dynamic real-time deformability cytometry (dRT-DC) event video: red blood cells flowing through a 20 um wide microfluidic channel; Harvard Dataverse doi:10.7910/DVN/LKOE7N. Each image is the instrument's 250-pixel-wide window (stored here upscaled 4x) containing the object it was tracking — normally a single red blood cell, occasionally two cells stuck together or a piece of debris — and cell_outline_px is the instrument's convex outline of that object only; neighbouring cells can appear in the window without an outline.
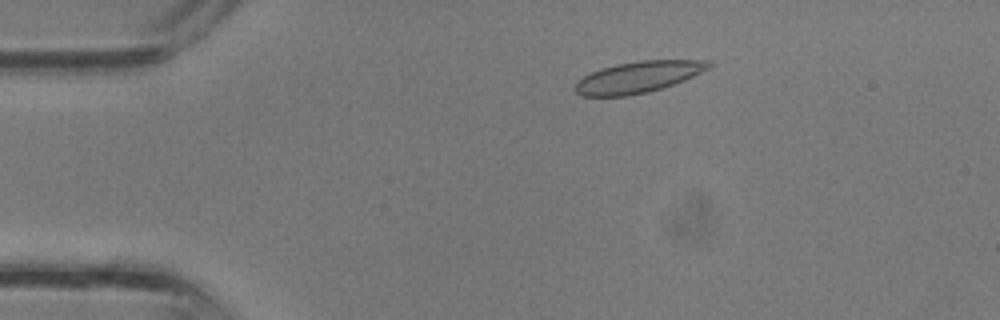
{"species": "common noctule bat (a hibernating species)", "species_latin": "Nyctalus noctula", "temperature_condition": "room temperature", "stored_images_in_passage": 37, "camera_frame_rate_fps": 3000, "um_per_image_px": 0.085, "animal": {"sex": "male", "body_mass_g": 13.3}, "frame": {"image": 1, "passage_image": 7, "time_ms": 2.0, "image_size_px": [1000, 320], "cell_outline_px": [[712, 64], [708, 68], [684, 80], [648, 92], [624, 96], [580, 96], [576, 92], [576, 80], [600, 68], [616, 64], [640, 60], [708, 60]], "centroid_in_image_um": [54.2, 6.54], "position_along_channel_um": 30.8, "area_um2": 24.16}}
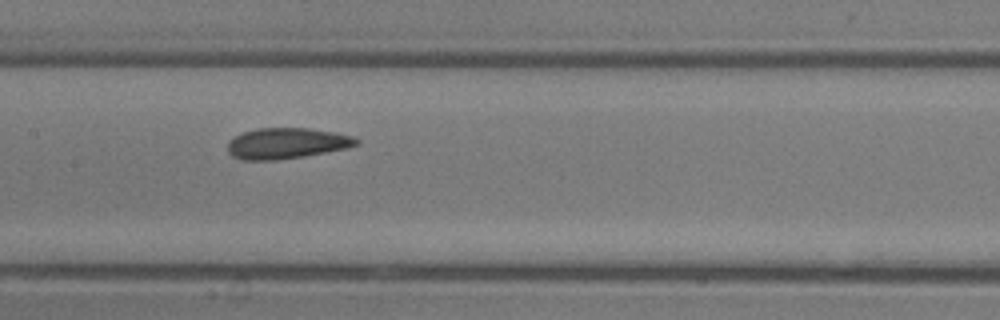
{"frame": {"image": 2, "passage_image": 18, "time_ms": 5.667, "image_size_px": [1000, 320], "cell_outline_px": [[360, 140], [356, 144], [344, 148], [304, 156], [276, 160], [244, 160], [232, 156], [228, 152], [228, 140], [244, 132], [260, 128], [308, 128], [332, 132], [352, 136]], "centroid_in_image_um": [24.31, 12.18], "position_along_channel_um": 183.1, "area_um2": 22.77}}
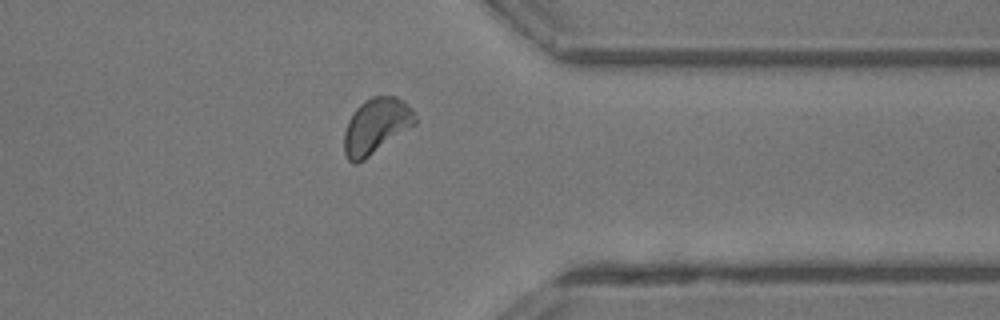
{"frame": {"image": 3, "passage_image": 29, "time_ms": 9.333, "image_size_px": [1000, 320], "cell_outline_px": [[416, 124], [364, 160], [356, 164], [352, 164], [348, 160], [344, 152], [344, 132], [348, 120], [356, 108], [364, 100], [372, 96], [396, 96], [404, 100], [412, 108], [416, 116]], "centroid_in_image_um": [31.97, 10.71], "position_along_channel_um": 379.4, "area_um2": 23.18}}